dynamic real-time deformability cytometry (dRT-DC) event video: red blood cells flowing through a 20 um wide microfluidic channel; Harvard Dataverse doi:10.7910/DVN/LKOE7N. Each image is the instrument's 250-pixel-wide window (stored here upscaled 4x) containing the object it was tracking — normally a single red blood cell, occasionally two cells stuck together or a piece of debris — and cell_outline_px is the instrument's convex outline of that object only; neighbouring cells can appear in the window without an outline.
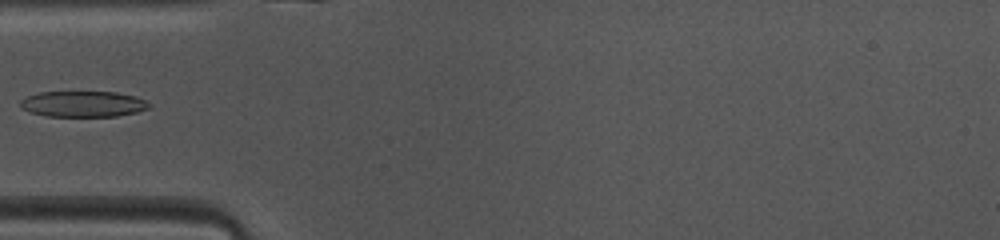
{"species": "common noctule bat (a hibernating species)", "species_latin": "Nyctalus noctula", "temperature_condition": "warm", "stored_images_in_passage": 34, "camera_frame_rate_fps": 3000, "um_per_image_px": 0.085, "animal": {"sex": "female", "body_mass_g": 10.0, "forearm_length_mm": 53.1}, "frame": {"image": 1, "passage_image": 1, "time_ms": 0.0, "image_size_px": [1000, 240], "cell_outline_px": [[148, 108], [136, 112], [116, 116], [48, 116], [32, 112], [20, 108], [20, 100], [28, 96], [40, 92], [116, 92], [136, 96], [144, 100], [148, 104]], "centroid_in_image_um": [7.04, 8.83], "position_along_channel_um": 78.0, "area_um2": 19.19}}
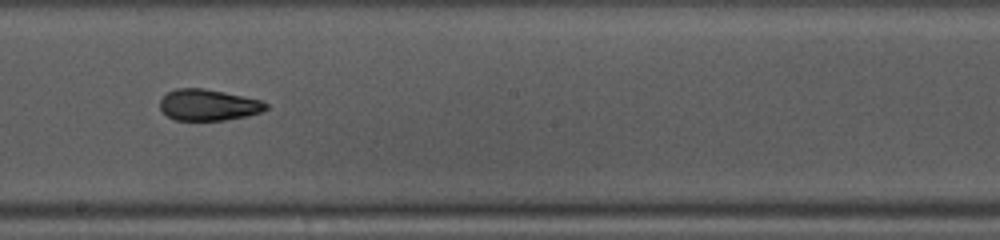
{"frame": {"image": 2, "passage_image": 12, "time_ms": 3.667, "image_size_px": [1000, 240], "cell_outline_px": [[268, 108], [260, 112], [248, 116], [224, 120], [176, 120], [168, 116], [160, 108], [160, 100], [168, 92], [176, 88], [204, 88], [244, 96], [260, 100], [268, 104]], "centroid_in_image_um": [17.72, 8.92], "position_along_channel_um": 230.5, "area_um2": 19.25}}
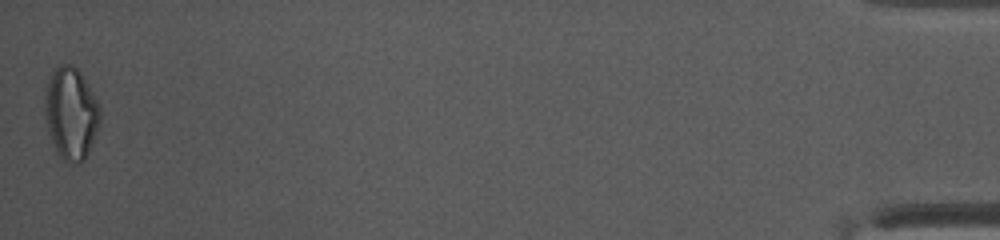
{"frame": {"image": 3, "passage_image": 34, "time_ms": 11.0, "image_size_px": [1000, 240], "cell_outline_px": [[100, 120], [96, 132], [88, 152], [84, 160], [76, 164], [68, 164], [56, 152], [48, 132], [44, 108], [44, 100], [48, 80], [52, 72], [60, 64], [72, 64], [80, 72], [96, 100], [100, 108]], "centroid_in_image_um": [6.01, 9.66], "position_along_channel_um": 429.2, "area_um2": 29.42}}